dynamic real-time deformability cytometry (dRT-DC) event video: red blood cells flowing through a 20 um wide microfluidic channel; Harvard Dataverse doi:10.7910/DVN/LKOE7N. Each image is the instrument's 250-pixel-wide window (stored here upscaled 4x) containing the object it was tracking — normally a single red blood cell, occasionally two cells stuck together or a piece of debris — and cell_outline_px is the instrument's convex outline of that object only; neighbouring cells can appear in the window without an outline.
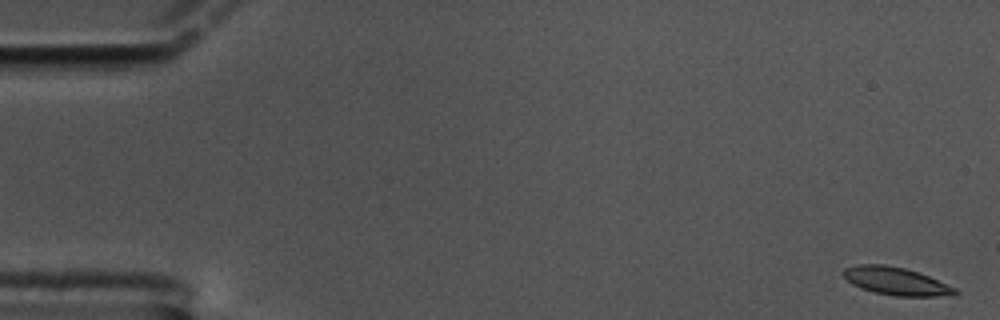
{"species": "common noctule bat (a hibernating species)", "species_latin": "Nyctalus noctula", "temperature_condition": "cold", "stored_images_in_passage": 60, "camera_frame_rate_fps": 3000, "um_per_image_px": 0.085, "animal": {"sex": "male", "body_mass_g": 17.5, "forearm_length_mm": 52.3}, "frame": {"image": 1, "passage_image": 1, "time_ms": 0.0, "image_size_px": [1000, 320], "cell_outline_px": [[960, 292], [956, 296], [896, 296], [876, 292], [860, 288], [852, 284], [840, 272], [844, 268], [856, 264], [884, 264], [904, 268], [928, 276], [956, 288]], "centroid_in_image_um": [76.16, 23.9], "position_along_channel_um": 8.8, "area_um2": 18.15}}
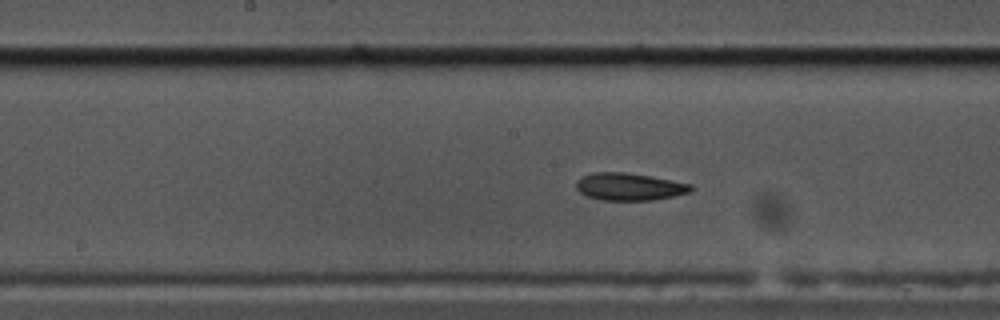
{"frame": {"image": 2, "passage_image": 30, "time_ms": 9.667, "image_size_px": [1000, 320], "cell_outline_px": [[692, 188], [688, 192], [672, 196], [652, 200], [600, 200], [588, 196], [580, 192], [576, 188], [576, 180], [592, 172], [624, 172], [672, 180], [692, 184]], "centroid_in_image_um": [53.45, 15.86], "position_along_channel_um": 194.7, "area_um2": 18.09}}
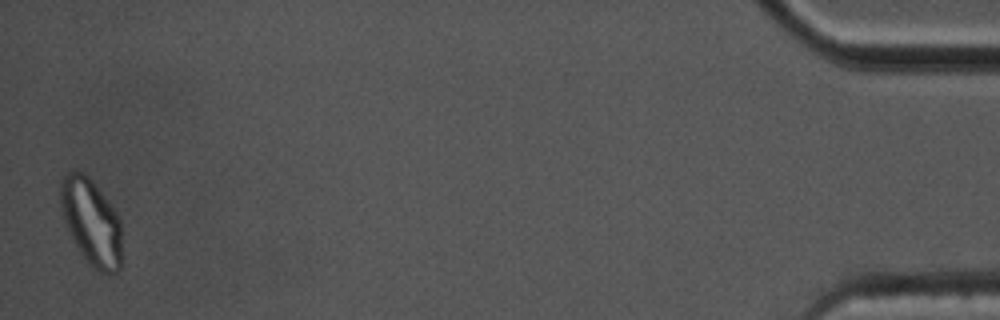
{"frame": {"image": 3, "passage_image": 59, "time_ms": 19.333, "image_size_px": [1000, 320], "cell_outline_px": [[120, 268], [116, 272], [96, 272], [88, 264], [72, 240], [64, 220], [60, 204], [60, 180], [68, 172], [84, 172], [92, 180], [116, 212], [120, 220]], "centroid_in_image_um": [7.73, 18.87], "position_along_channel_um": 427.5, "area_um2": 30.69}, "authors_computed_cell_mechanics": {"area_um2": 18.4382, "velocity_mm_per_s": 3.3511, "shape_relaxation_time_tau1_ms": null, "shape_relaxation_time_tau2_ms": 9.1689, "deformation_change_tau1": null, "deformation_change_tau2": 0.1713}}